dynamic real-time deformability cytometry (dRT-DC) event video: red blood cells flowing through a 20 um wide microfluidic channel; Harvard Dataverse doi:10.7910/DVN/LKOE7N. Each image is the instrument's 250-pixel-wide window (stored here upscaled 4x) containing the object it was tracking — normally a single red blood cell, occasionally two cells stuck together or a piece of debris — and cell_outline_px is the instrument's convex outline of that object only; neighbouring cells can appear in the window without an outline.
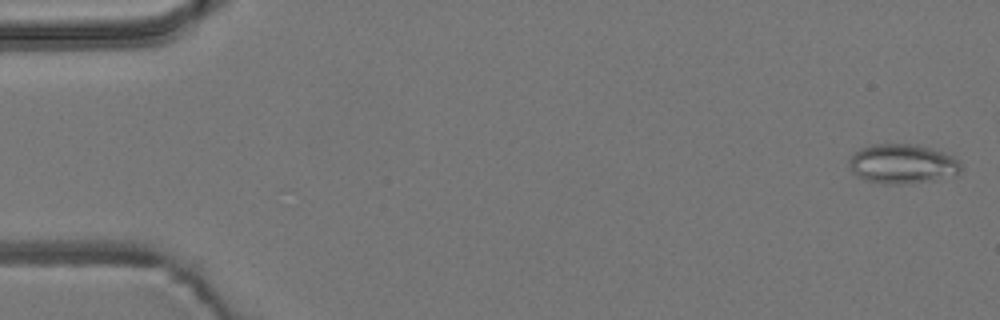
{"species": "common noctule bat (a hibernating species)", "species_latin": "Nyctalus noctula", "temperature_condition": "room temperature", "stored_images_in_passage": 6, "camera_frame_rate_fps": 3000, "um_per_image_px": 0.085, "animal": {"sex": "male", "body_mass_g": 19.2, "forearm_length_mm": 51.8}, "frame": {"image": 1, "passage_image": 1, "time_ms": 0.0, "image_size_px": [1000, 320], "cell_outline_px": [[960, 172], [936, 180], [900, 184], [884, 184], [864, 180], [856, 176], [848, 160], [860, 148], [872, 144], [916, 144], [932, 148], [944, 152], [952, 156], [960, 164]], "centroid_in_image_um": [76.69, 13.92], "position_along_channel_um": 8.3, "area_um2": 25.61}}